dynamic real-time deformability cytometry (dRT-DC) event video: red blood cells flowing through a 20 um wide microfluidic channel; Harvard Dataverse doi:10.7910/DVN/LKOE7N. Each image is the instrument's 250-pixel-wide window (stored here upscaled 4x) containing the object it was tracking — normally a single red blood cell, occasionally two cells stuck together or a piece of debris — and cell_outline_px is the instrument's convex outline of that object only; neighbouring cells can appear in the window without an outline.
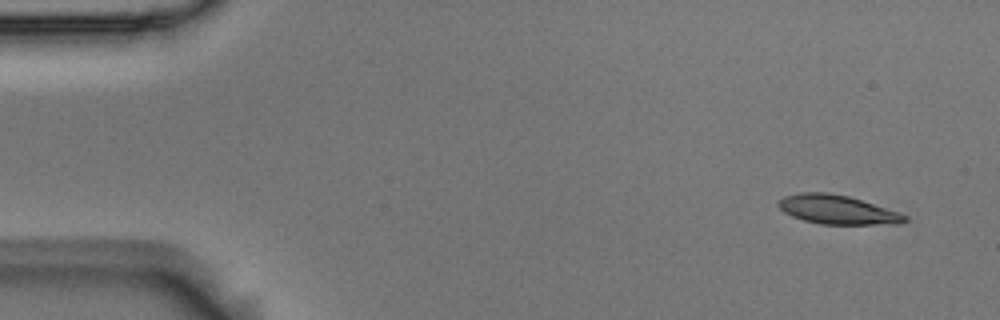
{"species": "Egyptian fruit bat (a non-hibernating species)", "species_latin": "Rousettus aegyptiacus", "temperature_condition": "room temperature", "stored_images_in_passage": 6, "camera_frame_rate_fps": 3000, "um_per_image_px": 0.085, "animal": {"sex": "male"}, "frame": {"image": 1, "passage_image": 1, "time_ms": 0.0, "image_size_px": [1000, 320], "cell_outline_px": [[908, 220], [900, 224], [820, 224], [804, 220], [792, 216], [784, 212], [776, 204], [784, 196], [800, 192], [828, 192], [848, 196], [900, 212], [908, 216]], "centroid_in_image_um": [71.19, 17.82], "position_along_channel_um": 13.8, "area_um2": 21.39}}
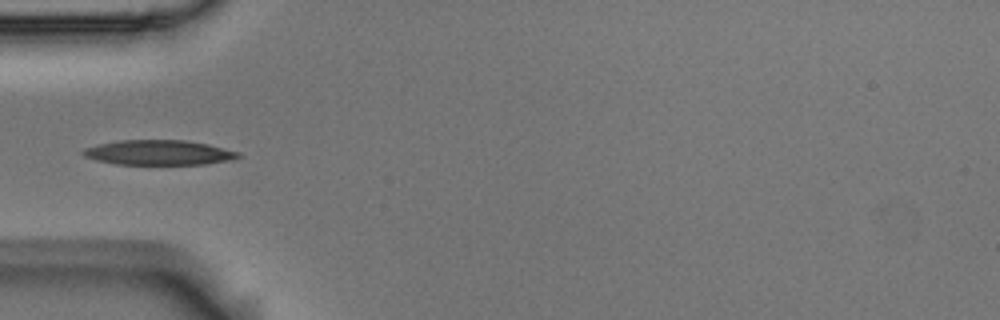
{"frame": {"image": 2, "passage_image": 5, "time_ms": 1.333, "image_size_px": [1000, 320], "cell_outline_px": [[240, 156], [232, 160], [204, 164], [116, 164], [96, 160], [84, 156], [80, 152], [84, 148], [100, 144], [120, 140], [184, 140], [208, 144], [240, 152]], "centroid_in_image_um": [13.5, 12.97], "position_along_channel_um": 71.5, "area_um2": 22.43}}
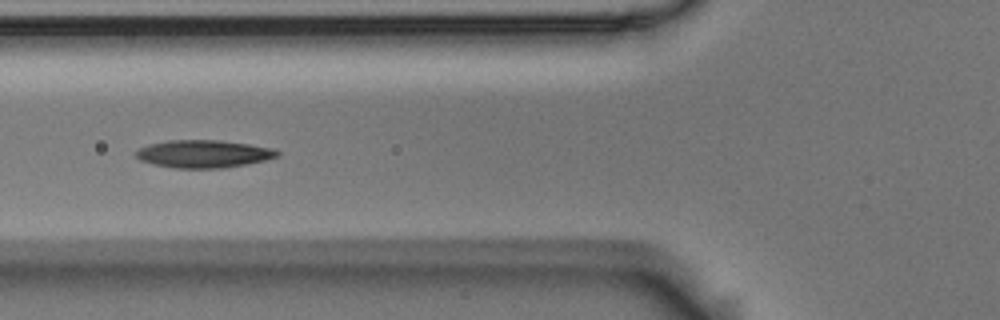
{"frame": {"image": 3, "passage_image": 6, "time_ms": 1.667, "image_size_px": [1000, 320], "cell_outline_px": [[280, 156], [264, 160], [224, 168], [176, 168], [156, 164], [140, 160], [136, 156], [136, 152], [140, 148], [148, 144], [168, 140], [220, 140], [248, 144], [272, 148], [280, 152]], "centroid_in_image_um": [17.31, 13.07], "position_along_channel_um": 108.5, "area_um2": 22.6}}